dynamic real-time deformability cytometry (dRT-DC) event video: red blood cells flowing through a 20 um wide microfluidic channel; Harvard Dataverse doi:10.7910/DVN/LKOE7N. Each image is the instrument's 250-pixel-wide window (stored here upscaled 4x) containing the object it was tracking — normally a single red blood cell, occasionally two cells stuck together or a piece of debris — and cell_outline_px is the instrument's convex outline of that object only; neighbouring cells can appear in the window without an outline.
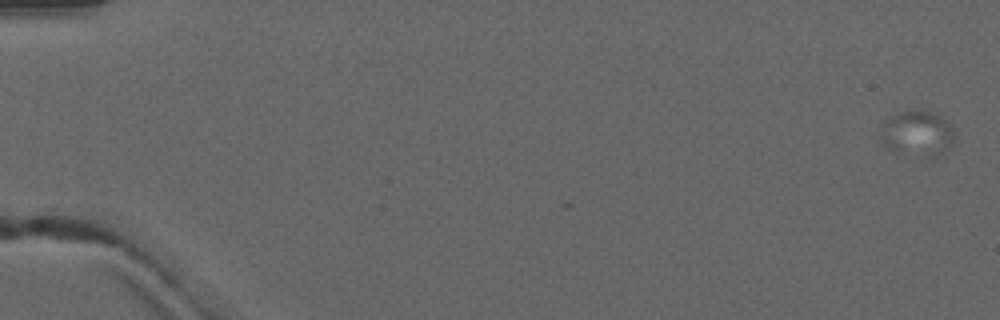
{"species": "common noctule bat (a hibernating species)", "species_latin": "Nyctalus noctula", "temperature_condition": "warm", "stored_images_in_passage": 8, "camera_frame_rate_fps": 3000, "um_per_image_px": 0.085, "animal": {"sex": "male", "forearm_length_mm": 52.5}, "frame": {"image": 1, "passage_image": 1, "time_ms": 0.0, "image_size_px": [1000, 320], "cell_outline_px": [[952, 140], [900, 152], [896, 152], [884, 148], [884, 120], [892, 116], [912, 108], [936, 112], [952, 128]], "centroid_in_image_um": [77.79, 11.08], "position_along_channel_um": 7.2, "area_um2": 16.3}}
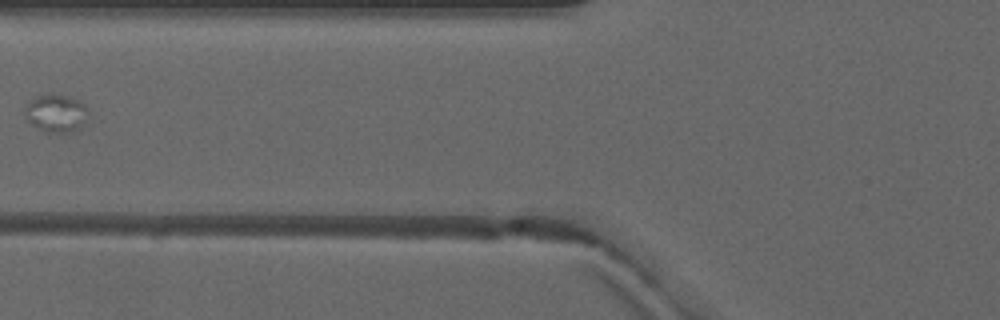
{"frame": {"image": 2, "passage_image": 7, "time_ms": 7.333, "image_size_px": [1000, 320], "cell_outline_px": [[88, 116], [80, 128], [64, 132], [48, 132], [36, 128], [28, 120], [28, 104], [36, 96], [72, 96], [80, 100], [84, 104], [88, 112]], "centroid_in_image_um": [4.84, 9.64], "position_along_channel_um": 121.0, "area_um2": 13.29}}
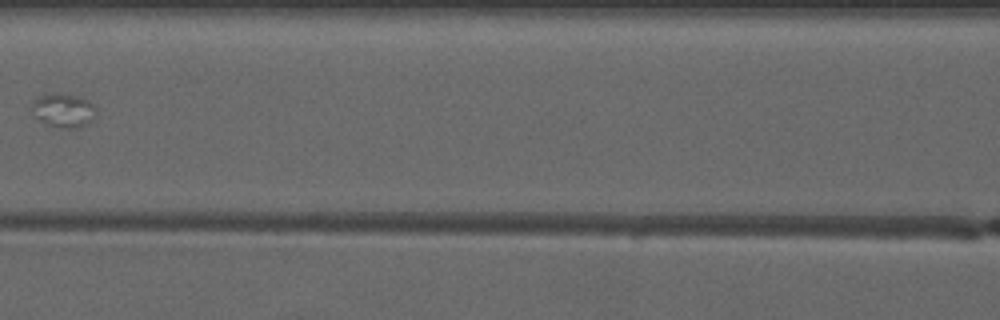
{"frame": {"image": 3, "passage_image": 8, "time_ms": 8.333, "image_size_px": [1000, 320], "cell_outline_px": [[96, 116], [88, 124], [76, 128], [68, 128], [48, 124], [40, 120], [36, 116], [32, 108], [32, 104], [40, 96], [52, 92], [56, 92], [76, 96], [88, 100], [96, 108]], "centroid_in_image_um": [5.44, 9.37], "position_along_channel_um": 161.2, "area_um2": 12.48}}